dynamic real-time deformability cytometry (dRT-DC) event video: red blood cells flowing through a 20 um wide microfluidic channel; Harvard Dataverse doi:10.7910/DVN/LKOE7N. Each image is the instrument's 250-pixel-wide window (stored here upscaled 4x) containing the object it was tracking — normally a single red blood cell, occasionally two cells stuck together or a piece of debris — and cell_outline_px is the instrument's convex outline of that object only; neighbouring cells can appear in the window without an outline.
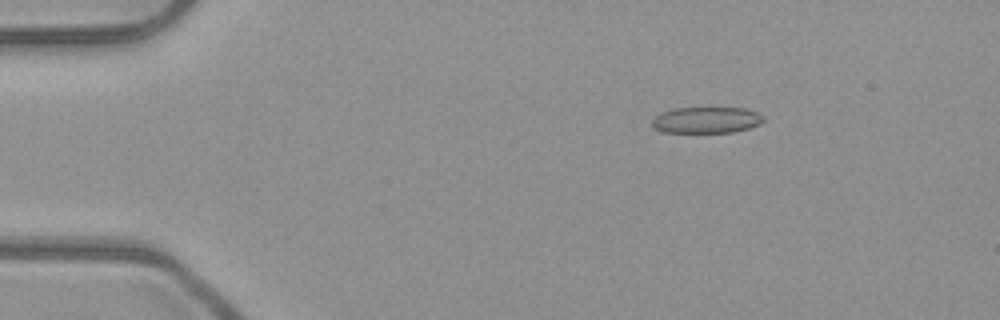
{"species": "common noctule bat (a hibernating species)", "species_latin": "Nyctalus noctula", "temperature_condition": "room temperature", "stored_images_in_passage": 15, "camera_frame_rate_fps": 3000, "um_per_image_px": 0.085, "animal": {"sex": "male", "body_mass_g": 23.1, "forearm_length_mm": 52.7}, "frame": {"image": 1, "passage_image": 1, "time_ms": 0.0, "image_size_px": [1000, 320], "cell_outline_px": [[764, 120], [760, 124], [748, 128], [732, 132], [660, 132], [652, 128], [652, 120], [660, 112], [672, 108], [748, 108], [764, 116]], "centroid_in_image_um": [60.02, 10.2], "position_along_channel_um": 25.0, "area_um2": 17.17}}
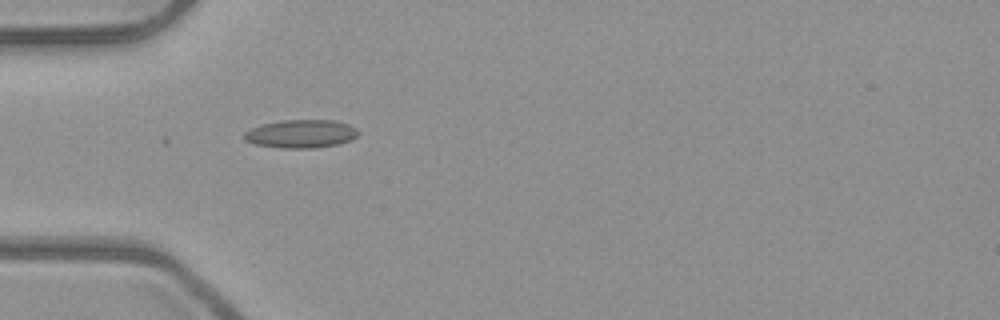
{"frame": {"image": 2, "passage_image": 9, "time_ms": 2.667, "image_size_px": [1000, 320], "cell_outline_px": [[360, 132], [352, 140], [340, 144], [312, 148], [280, 148], [256, 144], [244, 140], [244, 132], [252, 128], [264, 124], [284, 120], [332, 120], [348, 124], [356, 128]], "centroid_in_image_um": [25.62, 11.38], "position_along_channel_um": 59.4, "area_um2": 18.73}}
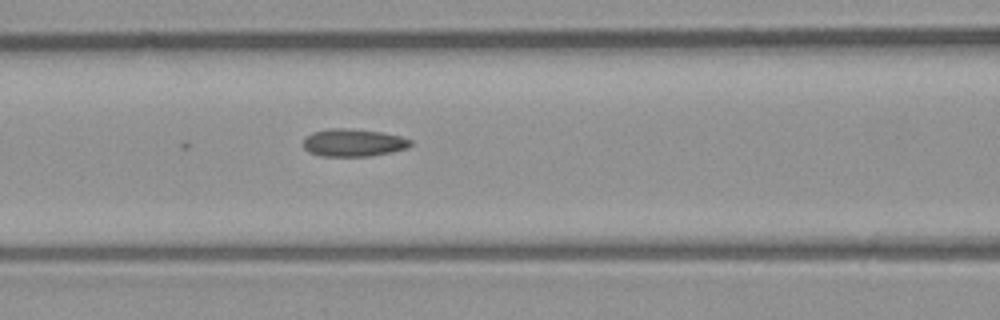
{"frame": {"image": 3, "passage_image": 15, "time_ms": 4.667, "image_size_px": [1000, 320], "cell_outline_px": [[412, 144], [408, 148], [392, 152], [368, 156], [320, 156], [308, 152], [304, 148], [304, 140], [312, 132], [328, 128], [348, 128], [380, 132], [400, 136], [412, 140]], "centroid_in_image_um": [30.04, 12.13], "position_along_channel_um": 136.6, "area_um2": 17.28}}